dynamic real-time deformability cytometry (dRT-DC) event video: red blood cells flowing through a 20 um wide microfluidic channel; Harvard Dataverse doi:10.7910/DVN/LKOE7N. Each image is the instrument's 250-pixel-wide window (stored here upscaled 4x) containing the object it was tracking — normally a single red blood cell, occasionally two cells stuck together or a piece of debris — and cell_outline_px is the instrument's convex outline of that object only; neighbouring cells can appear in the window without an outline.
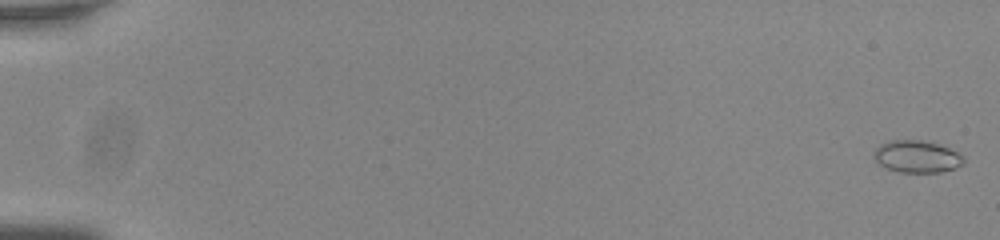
{"species": "common noctule bat (a hibernating species)", "species_latin": "Nyctalus noctula", "temperature_condition": "room temperature", "stored_images_in_passage": 57, "camera_frame_rate_fps": 3000, "um_per_image_px": 0.085, "animal": {"sex": "male", "body_mass_g": 20.0, "forearm_length_mm": 53.3}, "frame": {"image": 1, "passage_image": 2, "time_ms": 0.333, "image_size_px": [1000, 240], "cell_outline_px": [[964, 164], [956, 168], [940, 172], [900, 172], [888, 168], [880, 164], [876, 160], [876, 148], [880, 144], [892, 140], [920, 140], [936, 144], [948, 148], [964, 156]], "centroid_in_image_um": [77.98, 13.31], "position_along_channel_um": 7.0, "area_um2": 16.47}}
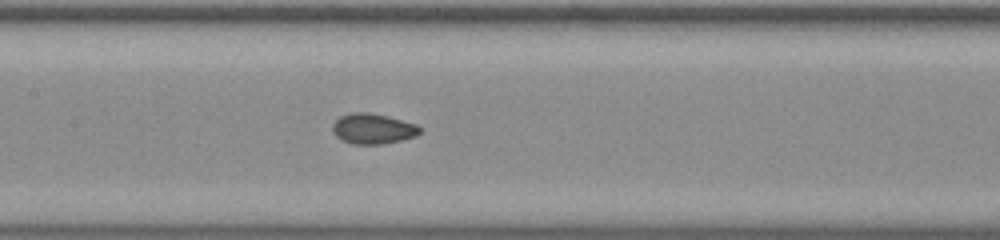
{"frame": {"image": 2, "passage_image": 30, "time_ms": 9.667, "image_size_px": [1000, 240], "cell_outline_px": [[420, 132], [416, 136], [384, 144], [352, 144], [336, 136], [332, 132], [332, 124], [340, 116], [352, 112], [368, 112], [388, 116], [416, 124], [420, 128]], "centroid_in_image_um": [31.68, 10.93], "position_along_channel_um": 175.7, "area_um2": 15.43}}
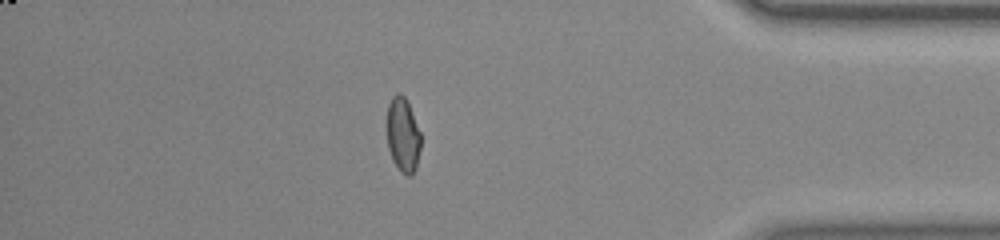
{"frame": {"image": 3, "passage_image": 50, "time_ms": 16.333, "image_size_px": [1000, 240], "cell_outline_px": [[420, 148], [416, 168], [412, 176], [408, 176], [400, 172], [392, 160], [388, 148], [388, 104], [392, 96], [396, 92], [400, 92], [404, 96], [412, 112], [420, 132]], "centroid_in_image_um": [34.25, 11.49], "position_along_channel_um": 400.9, "area_um2": 14.68}, "authors_computed_cell_mechanics": {"area_um2": 15.4904, "velocity_mm_per_s": 3.8181, "shape_relaxation_time_tau1_ms": null, "shape_relaxation_time_tau2_ms": 0.8648, "deformation_change_tau1": null, "deformation_change_tau2": 0.0495}}